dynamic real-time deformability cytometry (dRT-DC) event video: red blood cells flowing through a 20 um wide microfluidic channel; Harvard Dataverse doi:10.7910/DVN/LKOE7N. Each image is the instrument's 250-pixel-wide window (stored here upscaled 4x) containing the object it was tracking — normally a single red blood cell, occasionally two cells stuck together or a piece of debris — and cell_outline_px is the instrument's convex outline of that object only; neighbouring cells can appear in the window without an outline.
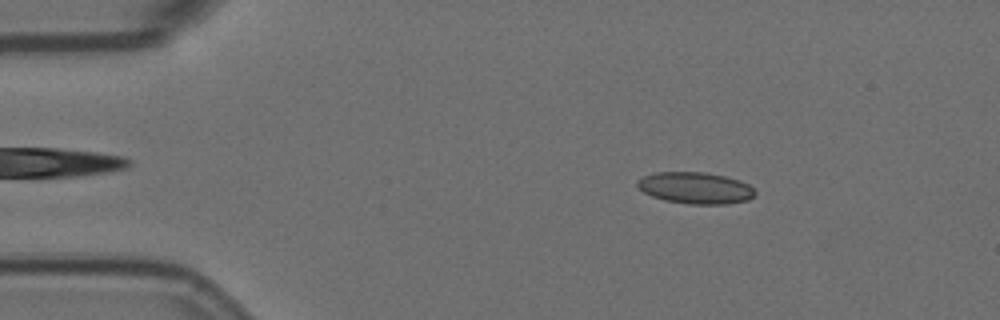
{"species": "Egyptian fruit bat (a non-hibernating species)", "species_latin": "Rousettus aegyptiacus", "temperature_condition": "room temperature", "stored_images_in_passage": 5, "camera_frame_rate_fps": 3000, "um_per_image_px": 0.085, "animal": {"sex": "female"}, "frame": {"image": 1, "passage_image": 3, "time_ms": 0.667, "image_size_px": [1000, 320], "cell_outline_px": [[756, 196], [748, 200], [724, 204], [688, 204], [664, 200], [652, 196], [644, 192], [636, 184], [644, 176], [656, 172], [704, 172], [724, 176], [740, 180], [748, 184], [756, 192]], "centroid_in_image_um": [59.15, 15.98], "position_along_channel_um": 25.9, "area_um2": 21.56}}